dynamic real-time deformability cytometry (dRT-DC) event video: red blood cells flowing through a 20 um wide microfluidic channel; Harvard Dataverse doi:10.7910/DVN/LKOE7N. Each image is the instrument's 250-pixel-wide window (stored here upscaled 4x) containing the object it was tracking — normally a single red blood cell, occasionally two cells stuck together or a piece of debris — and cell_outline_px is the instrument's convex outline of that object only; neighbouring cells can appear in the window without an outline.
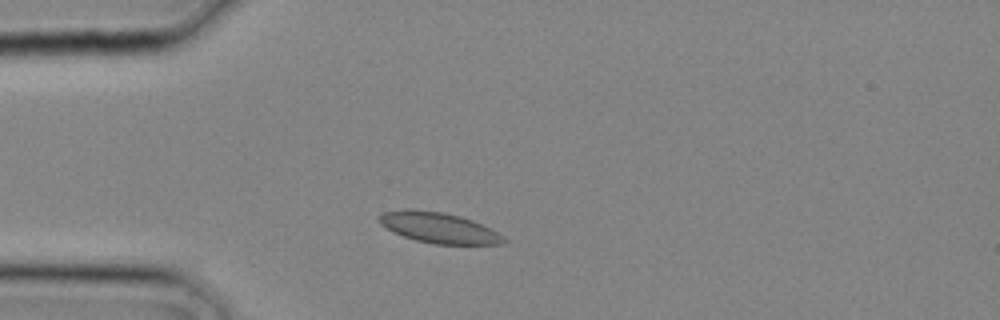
{"species": "common noctule bat (a hibernating species)", "species_latin": "Nyctalus noctula", "temperature_condition": "cold", "stored_images_in_passage": 2, "camera_frame_rate_fps": 3000, "um_per_image_px": 0.085, "animal": {"sex": "male", "body_mass_g": 20.4}, "frame": {"image": 1, "passage_image": 2, "time_ms": 0.333, "image_size_px": [1000, 320], "cell_outline_px": [[508, 240], [504, 244], [432, 244], [416, 240], [392, 232], [380, 224], [380, 216], [384, 212], [408, 208], [412, 208], [444, 212], [460, 216], [472, 220], [496, 232]], "centroid_in_image_um": [37.27, 19.35], "position_along_channel_um": 47.7, "area_um2": 22.14}}